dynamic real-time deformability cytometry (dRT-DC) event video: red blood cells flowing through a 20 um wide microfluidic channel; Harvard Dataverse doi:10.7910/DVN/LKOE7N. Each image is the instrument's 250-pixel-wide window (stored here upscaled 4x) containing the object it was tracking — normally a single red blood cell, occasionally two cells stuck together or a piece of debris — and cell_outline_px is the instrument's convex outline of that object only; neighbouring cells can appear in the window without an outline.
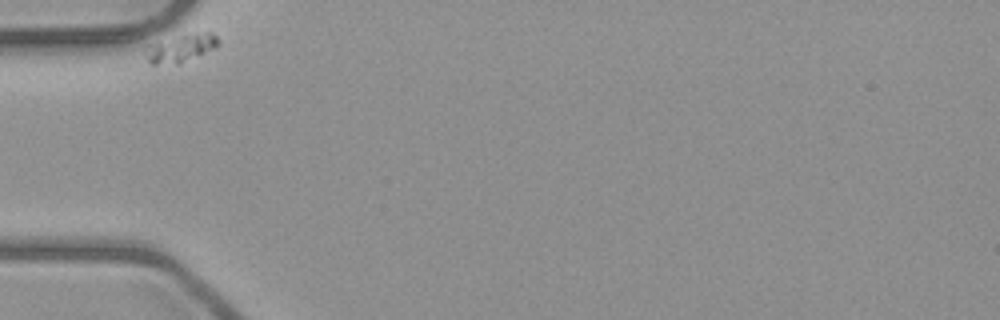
{"species": "common noctule bat (a hibernating species)", "species_latin": "Nyctalus noctula", "temperature_condition": "room temperature", "stored_images_in_passage": 35, "camera_frame_rate_fps": 3000, "um_per_image_px": 0.085, "animal": {"sex": "male", "body_mass_g": 23.1, "forearm_length_mm": 52.7}, "frame": {"image": 1, "passage_image": 1, "time_ms": 0.0, "image_size_px": [1000, 320], "cell_outline_px": [[220, 44], [216, 48], [180, 64], [148, 64], [144, 52], [144, 48], [180, 36], [208, 32], [212, 32], [220, 40]], "centroid_in_image_um": [15.41, 4.14], "position_along_channel_um": 69.6, "area_um2": 11.56}}
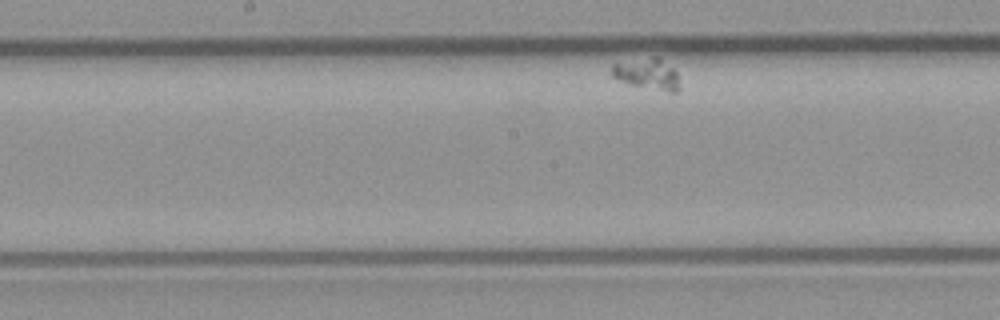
{"frame": {"image": 2, "passage_image": 16, "time_ms": 5.0, "image_size_px": [1000, 320], "cell_outline_px": [[680, 88], [676, 92], [672, 92], [628, 84], [616, 80], [612, 76], [612, 64], [652, 56], [660, 56], [676, 72]], "centroid_in_image_um": [55.02, 6.27], "position_along_channel_um": 193.2, "area_um2": 12.31}}
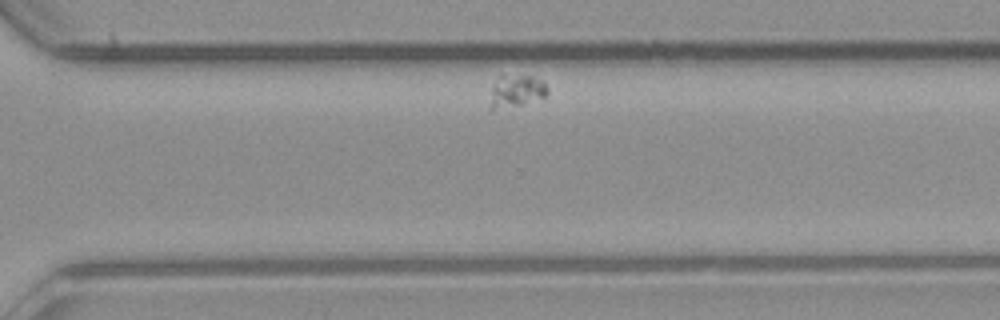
{"frame": {"image": 3, "passage_image": 30, "time_ms": 9.667, "image_size_px": [1000, 320], "cell_outline_px": [[548, 92], [544, 96], [524, 104], [492, 108], [488, 108], [492, 88], [500, 76], [532, 76], [544, 80], [548, 88]], "centroid_in_image_um": [43.92, 7.72], "position_along_channel_um": 326.7, "area_um2": 10.46}}